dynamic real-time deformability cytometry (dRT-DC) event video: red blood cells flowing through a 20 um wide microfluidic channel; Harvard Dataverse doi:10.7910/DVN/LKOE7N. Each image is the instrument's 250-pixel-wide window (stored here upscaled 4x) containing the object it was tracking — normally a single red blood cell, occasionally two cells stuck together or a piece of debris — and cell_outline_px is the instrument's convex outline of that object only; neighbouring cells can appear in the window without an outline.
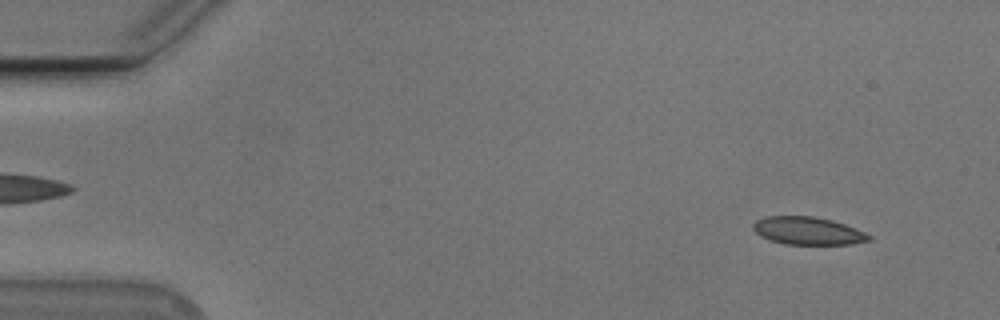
{"species": "Egyptian fruit bat (a non-hibernating species)", "species_latin": "Rousettus aegyptiacus", "temperature_condition": "cold", "stored_images_in_passage": 12, "camera_frame_rate_fps": 3000, "um_per_image_px": 0.085, "animal": {"sex": "male"}, "frame": {"image": 1, "passage_image": 4, "time_ms": 1.0, "image_size_px": [1000, 320], "cell_outline_px": [[872, 240], [852, 244], [784, 244], [760, 236], [752, 228], [752, 224], [756, 220], [764, 216], [812, 216], [832, 220], [856, 228], [872, 236]], "centroid_in_image_um": [68.67, 19.61], "position_along_channel_um": 16.3, "area_um2": 18.79}}